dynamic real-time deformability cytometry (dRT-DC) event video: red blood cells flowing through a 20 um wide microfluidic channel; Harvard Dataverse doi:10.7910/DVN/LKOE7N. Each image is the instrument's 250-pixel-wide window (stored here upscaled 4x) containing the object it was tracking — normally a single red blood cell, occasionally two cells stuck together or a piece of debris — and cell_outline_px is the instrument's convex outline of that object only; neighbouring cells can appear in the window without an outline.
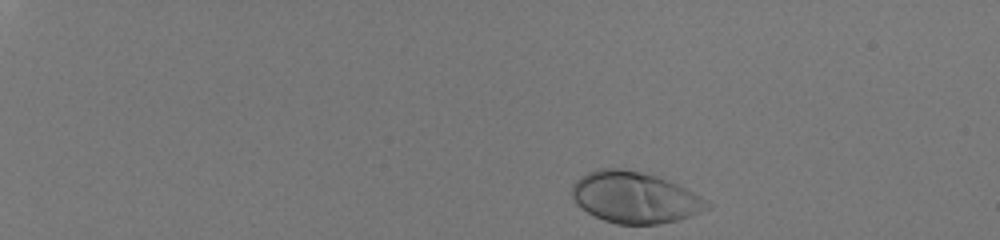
{"species": "human", "species_latin": "Homo sapiens", "temperature_condition": "room temperature", "stored_images_in_passage": 39, "camera_frame_rate_fps": 3000, "um_per_image_px": 0.085, "donor": {"sex": "male"}, "frame": {"image": 1, "passage_image": 1, "time_ms": 0.0, "image_size_px": [1000, 240], "cell_outline_px": [[712, 204], [708, 208], [688, 216], [676, 220], [656, 224], [616, 224], [604, 220], [588, 212], [576, 204], [572, 196], [572, 184], [580, 176], [588, 172], [600, 168], [624, 168], [656, 176], [668, 180], [700, 196]], "centroid_in_image_um": [53.91, 16.77], "position_along_channel_um": 31.1, "area_um2": 40.0}}
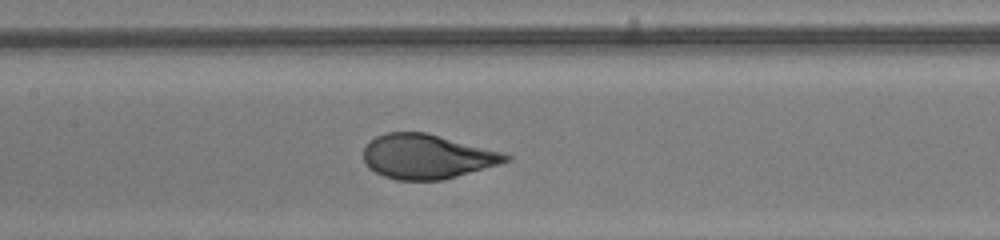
{"frame": {"image": 2, "passage_image": 22, "time_ms": 7.0, "image_size_px": [1000, 240], "cell_outline_px": [[512, 160], [500, 164], [444, 180], [396, 180], [384, 176], [368, 168], [364, 164], [364, 148], [376, 136], [388, 132], [424, 132], [500, 152], [512, 156]], "centroid_in_image_um": [36.27, 13.32], "position_along_channel_um": 171.1, "area_um2": 36.59}}
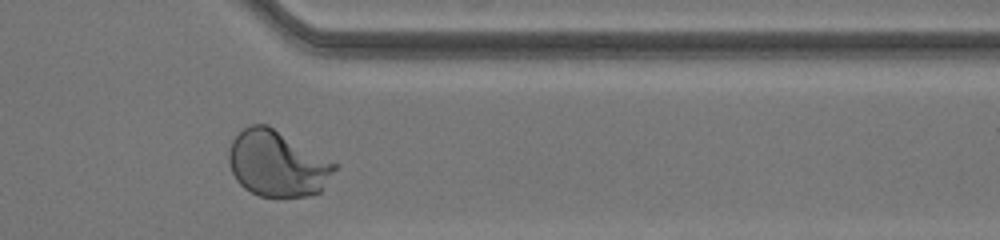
{"frame": {"image": 3, "passage_image": 38, "time_ms": 12.333, "image_size_px": [1000, 240], "cell_outline_px": [[336, 168], [320, 192], [308, 196], [260, 196], [244, 188], [236, 180], [232, 172], [228, 160], [228, 152], [232, 140], [244, 128], [252, 124], [268, 124], [336, 164]], "centroid_in_image_um": [23.53, 13.91], "position_along_channel_um": 387.9, "area_um2": 40.11}, "authors_computed_cell_mechanics": {"area_um2": 38.3214, "velocity_mm_per_s": 4.0638, "shape_relaxation_time_tau1_ms": 3.7414, "shape_relaxation_time_tau2_ms": null, "deformation_change_tau1": 0.2015, "deformation_change_tau2": null}}